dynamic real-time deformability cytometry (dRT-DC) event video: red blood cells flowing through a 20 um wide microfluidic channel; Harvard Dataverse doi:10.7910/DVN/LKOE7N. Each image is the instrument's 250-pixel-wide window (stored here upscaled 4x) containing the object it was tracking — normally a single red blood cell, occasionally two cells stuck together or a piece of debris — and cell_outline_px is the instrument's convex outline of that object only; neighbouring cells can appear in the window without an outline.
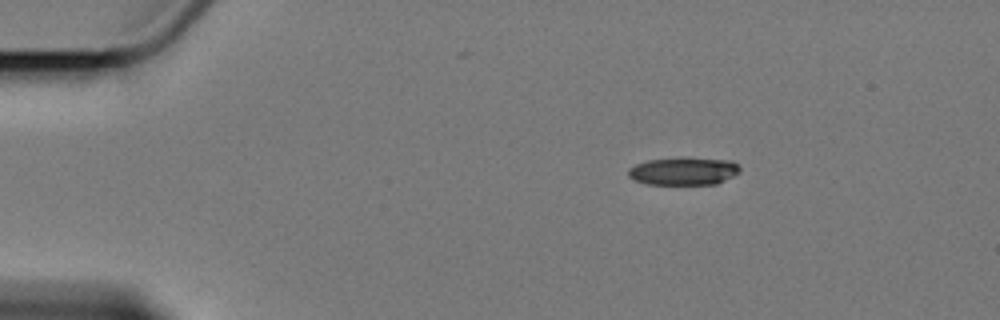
{"species": "Egyptian fruit bat (a non-hibernating species)", "species_latin": "Rousettus aegyptiacus", "temperature_condition": "cold", "stored_images_in_passage": 3, "camera_frame_rate_fps": 3000, "um_per_image_px": 0.085, "animal": {"sex": "female"}, "frame": {"image": 1, "passage_image": 1, "time_ms": 0.0, "image_size_px": [1000, 320], "cell_outline_px": [[740, 172], [716, 184], [648, 184], [632, 180], [628, 176], [628, 168], [636, 164], [648, 160], [676, 156], [688, 156], [732, 160], [740, 168]], "centroid_in_image_um": [58.08, 14.51], "position_along_channel_um": 26.9, "area_um2": 18.61}}